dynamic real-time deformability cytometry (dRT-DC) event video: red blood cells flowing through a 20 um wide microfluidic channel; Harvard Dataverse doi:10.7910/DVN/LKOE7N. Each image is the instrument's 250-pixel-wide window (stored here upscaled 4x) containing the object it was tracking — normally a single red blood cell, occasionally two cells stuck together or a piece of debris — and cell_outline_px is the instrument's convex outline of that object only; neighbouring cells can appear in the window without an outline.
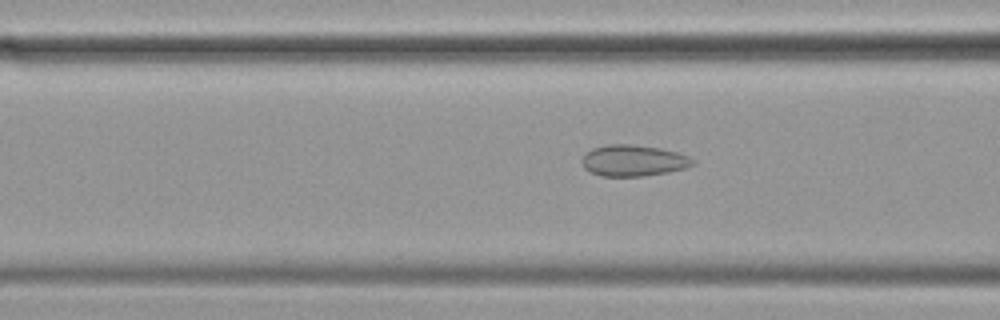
{"species": "common noctule bat (a hibernating species)", "species_latin": "Nyctalus noctula", "temperature_condition": "cold", "stored_images_in_passage": 34, "camera_frame_rate_fps": 3000, "um_per_image_px": 0.085, "animal": {"sex": "female", "body_mass_g": 19.9}, "frame": {"image": 1, "passage_image": 6, "time_ms": 1.667, "image_size_px": [1000, 320], "cell_outline_px": [[696, 160], [692, 164], [684, 168], [668, 172], [644, 176], [600, 176], [584, 168], [580, 160], [584, 152], [592, 148], [608, 144], [628, 144], [660, 148], [676, 152], [688, 156]], "centroid_in_image_um": [53.78, 13.64], "position_along_channel_um": 112.8, "area_um2": 20.23}}
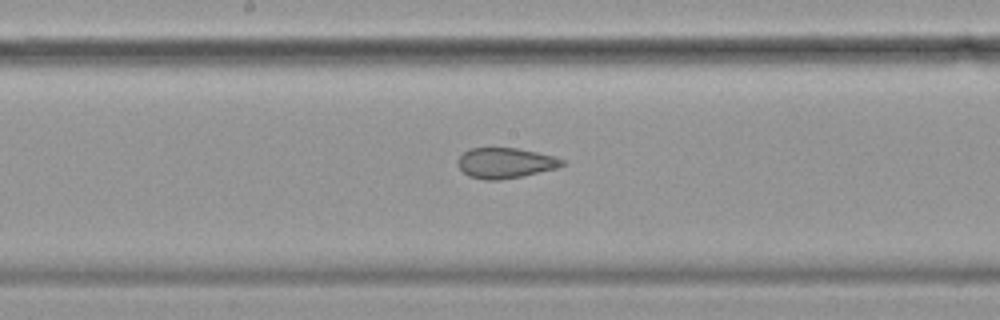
{"frame": {"image": 2, "passage_image": 14, "time_ms": 4.333, "image_size_px": [1000, 320], "cell_outline_px": [[568, 164], [556, 168], [524, 176], [500, 180], [484, 180], [468, 176], [456, 164], [456, 160], [464, 152], [472, 148], [516, 148], [556, 156], [564, 160]], "centroid_in_image_um": [42.97, 13.86], "position_along_channel_um": 205.2, "area_um2": 18.67}}
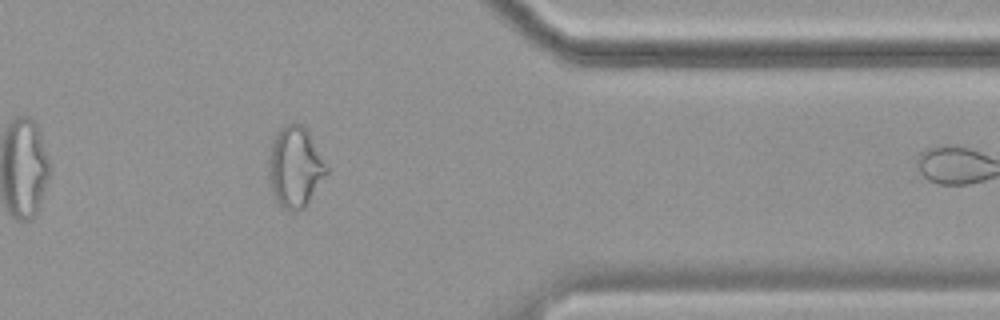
{"frame": {"image": 3, "passage_image": 31, "time_ms": 10.0, "image_size_px": [1000, 320], "cell_outline_px": [[328, 172], [304, 208], [296, 212], [292, 212], [284, 208], [276, 200], [272, 192], [268, 176], [268, 160], [272, 140], [276, 132], [284, 124], [300, 124], [308, 132], [328, 168]], "centroid_in_image_um": [25.05, 14.21], "position_along_channel_um": 386.3, "area_um2": 27.05}, "authors_computed_cell_mechanics": {"area_um2": 19.6809, "velocity_mm_per_s": 3.4731, "shape_relaxation_time_tau1_ms": null, "shape_relaxation_time_tau2_ms": 2.6109, "deformation_change_tau1": null, "deformation_change_tau2": 0.0798}}